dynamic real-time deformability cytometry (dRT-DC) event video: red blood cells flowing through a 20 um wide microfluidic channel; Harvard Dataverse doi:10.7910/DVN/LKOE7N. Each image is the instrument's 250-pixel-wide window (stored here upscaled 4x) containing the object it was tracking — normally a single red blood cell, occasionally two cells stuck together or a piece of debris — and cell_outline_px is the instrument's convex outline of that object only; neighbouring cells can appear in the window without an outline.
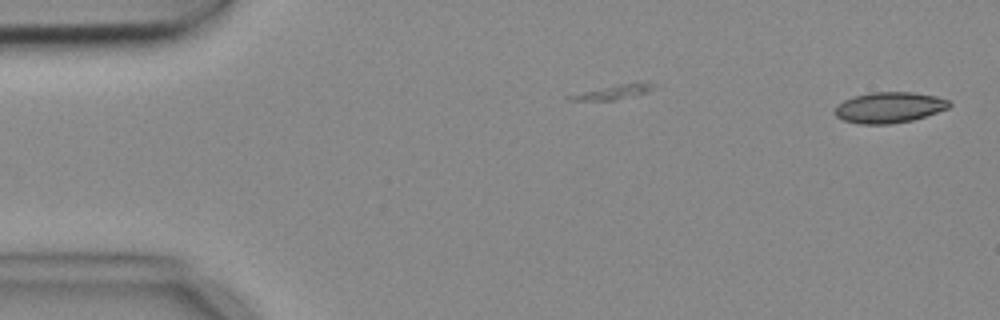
{"species": "common noctule bat (a hibernating species)", "species_latin": "Nyctalus noctula", "temperature_condition": "cold", "stored_images_in_passage": 2, "camera_frame_rate_fps": 3000, "um_per_image_px": 0.085, "animal": {"sex": "female", "body_mass_g": 18.4}, "frame": {"image": 1, "passage_image": 2, "time_ms": 0.333, "image_size_px": [1000, 320], "cell_outline_px": [[952, 104], [948, 108], [912, 120], [888, 124], [860, 124], [844, 120], [836, 116], [832, 112], [836, 104], [844, 100], [856, 96], [872, 92], [912, 92], [936, 96], [948, 100]], "centroid_in_image_um": [75.54, 9.13], "position_along_channel_um": 9.5, "area_um2": 20.46}}